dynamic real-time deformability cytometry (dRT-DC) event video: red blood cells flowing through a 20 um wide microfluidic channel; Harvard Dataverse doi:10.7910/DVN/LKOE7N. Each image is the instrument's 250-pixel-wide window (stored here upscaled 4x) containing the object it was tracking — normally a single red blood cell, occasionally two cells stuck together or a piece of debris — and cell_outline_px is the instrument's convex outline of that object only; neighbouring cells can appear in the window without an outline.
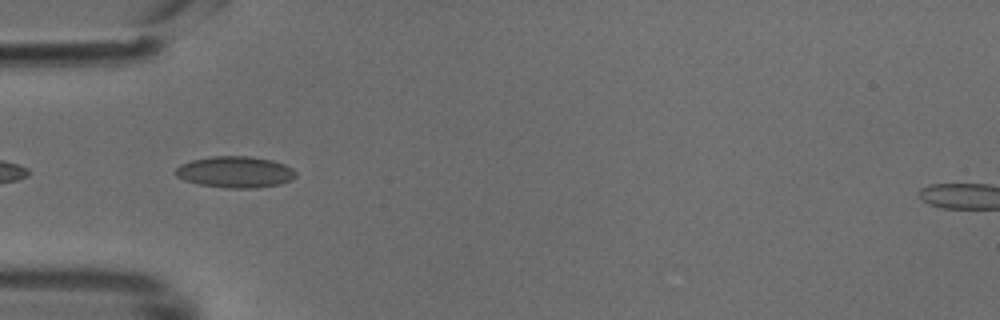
{"species": "common noctule bat (a hibernating species)", "species_latin": "Nyctalus noctula", "temperature_condition": "cold", "stored_images_in_passage": 5, "camera_frame_rate_fps": 3000, "um_per_image_px": 0.085, "animal": {"sex": "male", "body_mass_g": 18.8}, "frame": {"image": 1, "passage_image": 2, "time_ms": 0.333, "image_size_px": [1000, 320], "cell_outline_px": [[296, 176], [280, 184], [256, 188], [224, 188], [200, 184], [184, 180], [176, 176], [176, 168], [180, 164], [192, 160], [212, 156], [248, 156], [272, 160], [284, 164], [292, 168], [296, 172]], "centroid_in_image_um": [19.98, 14.62], "position_along_channel_um": 65.0, "area_um2": 21.91}}